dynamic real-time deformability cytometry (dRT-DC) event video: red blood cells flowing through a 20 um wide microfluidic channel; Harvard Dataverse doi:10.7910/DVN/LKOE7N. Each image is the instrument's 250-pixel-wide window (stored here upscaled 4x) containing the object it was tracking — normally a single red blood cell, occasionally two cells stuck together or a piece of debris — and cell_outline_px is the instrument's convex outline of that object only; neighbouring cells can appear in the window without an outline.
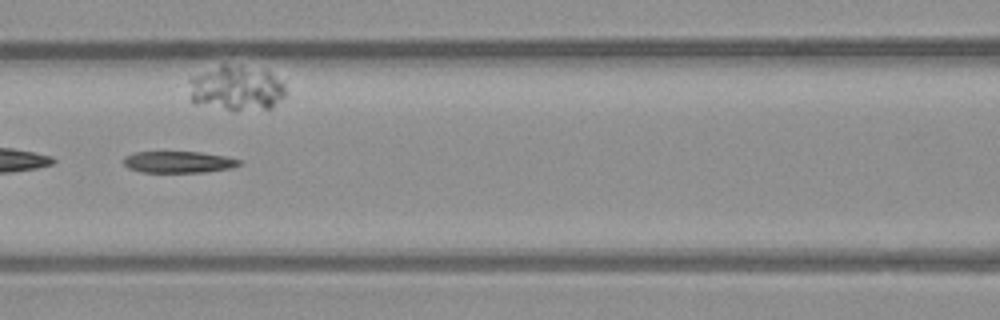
{"species": "common noctule bat (a hibernating species)", "species_latin": "Nyctalus noctula", "temperature_condition": "warm", "stored_images_in_passage": 7, "camera_frame_rate_fps": 3000, "um_per_image_px": 0.085, "animal": {"sex": "male", "body_mass_g": 23.1, "forearm_length_mm": 52.7}, "frame": {"image": 1, "passage_image": 5, "time_ms": 4.667, "image_size_px": [1000, 320], "cell_outline_px": [[240, 164], [232, 168], [204, 172], [140, 172], [128, 168], [124, 164], [124, 156], [132, 152], [200, 152], [224, 156], [240, 160]], "centroid_in_image_um": [15.13, 13.77], "position_along_channel_um": 151.5, "area_um2": 14.51}}
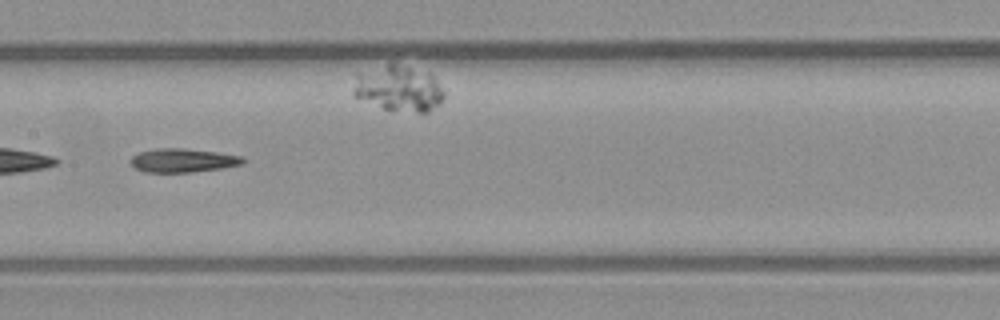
{"frame": {"image": 2, "passage_image": 6, "time_ms": 5.667, "image_size_px": [1000, 320], "cell_outline_px": [[248, 160], [244, 164], [220, 168], [192, 172], [144, 172], [136, 168], [132, 164], [132, 156], [140, 152], [156, 148], [180, 148], [216, 152], [240, 156]], "centroid_in_image_um": [15.57, 13.63], "position_along_channel_um": 191.8, "area_um2": 15.37}}